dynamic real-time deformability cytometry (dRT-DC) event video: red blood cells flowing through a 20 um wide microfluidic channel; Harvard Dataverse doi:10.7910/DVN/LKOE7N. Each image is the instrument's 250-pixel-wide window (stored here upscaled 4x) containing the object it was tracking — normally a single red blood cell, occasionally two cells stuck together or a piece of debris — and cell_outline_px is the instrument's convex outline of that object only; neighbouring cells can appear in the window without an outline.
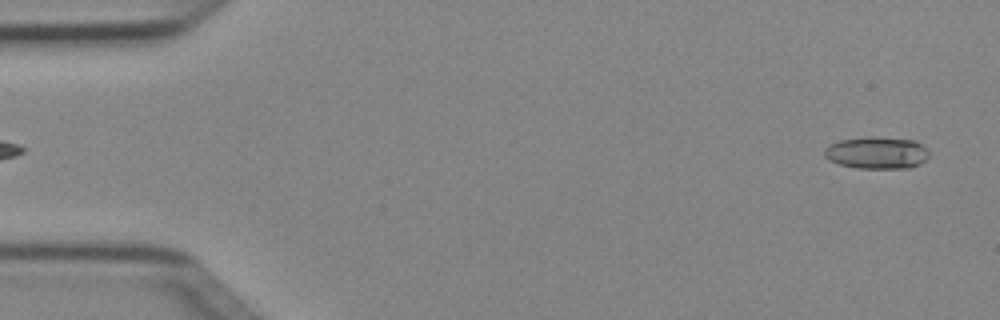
{"species": "Egyptian fruit bat (a non-hibernating species)", "species_latin": "Rousettus aegyptiacus", "temperature_condition": "cold", "stored_images_in_passage": 3, "camera_frame_rate_fps": 3000, "um_per_image_px": 0.085, "animal": {"sex": "female"}, "frame": {"image": 1, "passage_image": 3, "time_ms": 0.667, "image_size_px": [1000, 320], "cell_outline_px": [[928, 156], [920, 164], [908, 168], [856, 168], [840, 164], [828, 160], [824, 156], [824, 148], [828, 144], [840, 140], [872, 136], [916, 140], [928, 152]], "centroid_in_image_um": [74.48, 12.98], "position_along_channel_um": 10.5, "area_um2": 19.59}}